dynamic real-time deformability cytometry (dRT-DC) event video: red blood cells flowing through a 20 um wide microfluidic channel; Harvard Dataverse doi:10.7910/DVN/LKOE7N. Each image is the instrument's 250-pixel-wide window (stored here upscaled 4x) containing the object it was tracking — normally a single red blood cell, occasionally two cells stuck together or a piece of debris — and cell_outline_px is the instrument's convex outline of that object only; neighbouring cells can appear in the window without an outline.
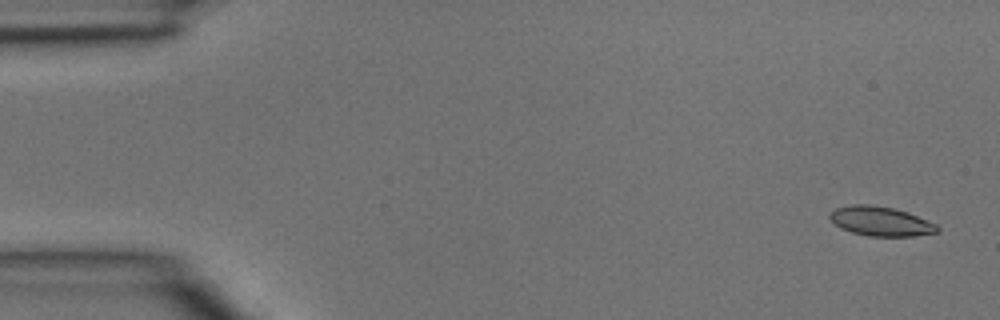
{"species": "common noctule bat (a hibernating species)", "species_latin": "Nyctalus noctula", "temperature_condition": "room temperature", "stored_images_in_passage": 6, "camera_frame_rate_fps": 3000, "um_per_image_px": 0.085, "animal": {"sex": "male", "body_mass_g": 15.6}, "frame": {"image": 1, "passage_image": 1, "time_ms": 0.0, "image_size_px": [1000, 320], "cell_outline_px": [[940, 228], [936, 232], [912, 236], [868, 236], [852, 232], [840, 228], [828, 216], [836, 208], [852, 204], [872, 204], [892, 208], [908, 212], [936, 224]], "centroid_in_image_um": [74.85, 18.8], "position_along_channel_um": 10.1, "area_um2": 18.26}}
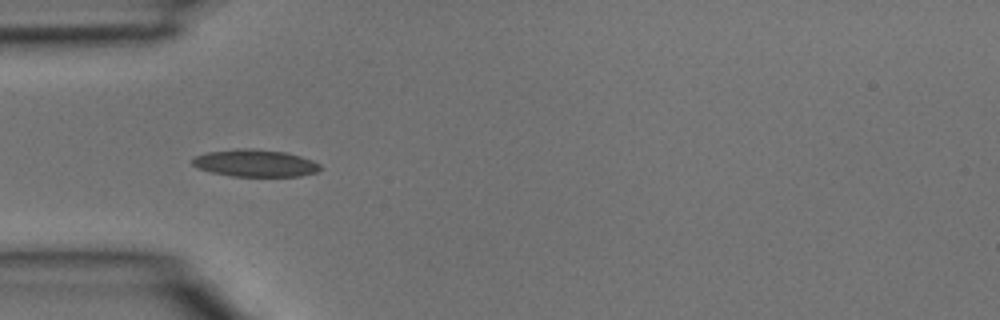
{"frame": {"image": 2, "passage_image": 4, "time_ms": 1.0, "image_size_px": [1000, 320], "cell_outline_px": [[320, 168], [316, 172], [300, 176], [232, 176], [212, 172], [196, 168], [192, 164], [192, 156], [204, 152], [236, 148], [252, 148], [284, 152], [300, 156], [312, 160], [320, 164]], "centroid_in_image_um": [21.62, 13.85], "position_along_channel_um": 63.4, "area_um2": 20.4}}
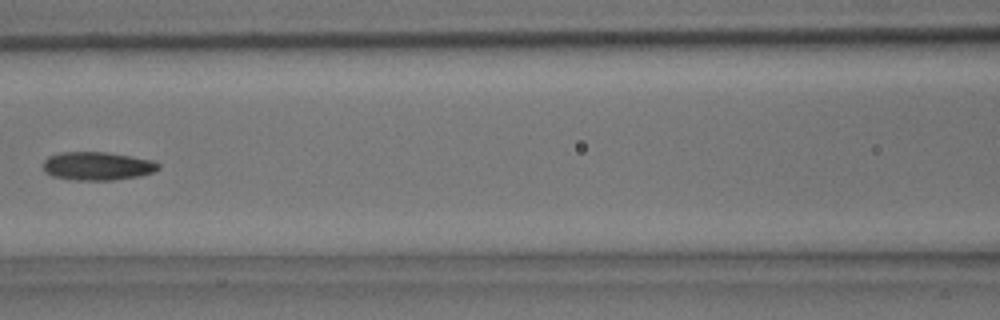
{"frame": {"image": 3, "passage_image": 6, "time_ms": 1.667, "image_size_px": [1000, 320], "cell_outline_px": [[160, 168], [152, 172], [140, 176], [112, 180], [72, 180], [52, 176], [44, 172], [44, 160], [48, 156], [60, 152], [108, 152], [156, 160], [160, 164]], "centroid_in_image_um": [8.29, 14.11], "position_along_channel_um": 158.3, "area_um2": 19.31}}